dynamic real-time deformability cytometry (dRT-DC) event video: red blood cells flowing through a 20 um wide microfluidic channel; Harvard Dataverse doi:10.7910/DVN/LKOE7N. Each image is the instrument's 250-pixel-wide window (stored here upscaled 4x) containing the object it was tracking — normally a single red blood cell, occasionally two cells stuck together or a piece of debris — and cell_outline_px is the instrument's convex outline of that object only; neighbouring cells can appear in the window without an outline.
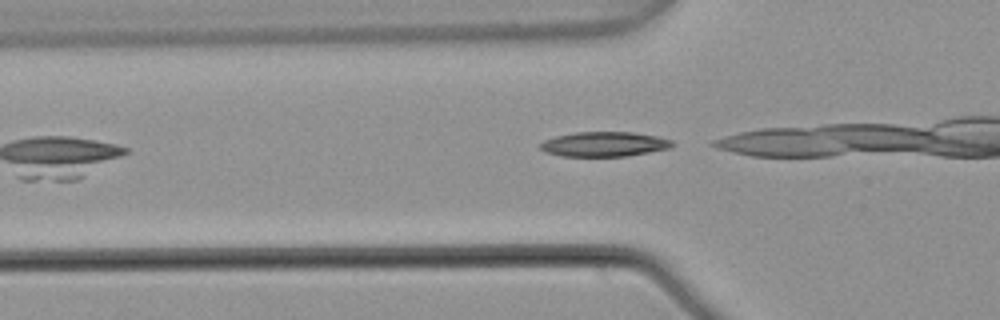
{"species": "common noctule bat (a hibernating species)", "species_latin": "Nyctalus noctula", "temperature_condition": "warm", "stored_images_in_passage": 8, "camera_frame_rate_fps": 3000, "um_per_image_px": 0.085, "animal": {"sex": "male", "body_mass_g": 21.5, "forearm_length_mm": 52.0}, "frame": {"image": 1, "passage_image": 5, "time_ms": 1.333, "image_size_px": [1000, 320], "cell_outline_px": [[676, 144], [672, 148], [624, 156], [560, 156], [544, 152], [540, 148], [540, 144], [544, 140], [556, 136], [576, 132], [632, 132], [656, 136], [672, 140]], "centroid_in_image_um": [51.37, 12.25], "position_along_channel_um": 74.4, "area_um2": 19.07}}
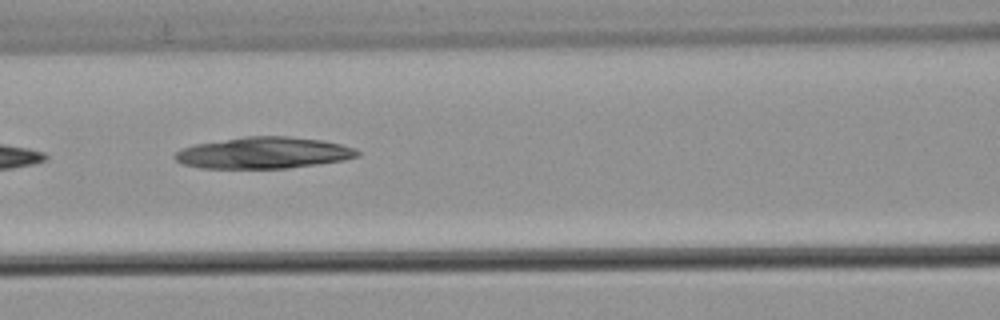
{"frame": {"image": 2, "passage_image": 8, "time_ms": 2.333, "image_size_px": [1000, 320], "cell_outline_px": [[360, 156], [344, 160], [288, 168], [200, 168], [180, 164], [172, 156], [180, 148], [196, 144], [244, 136], [288, 136], [324, 140], [356, 148], [360, 152]], "centroid_in_image_um": [22.4, 12.99], "position_along_channel_um": 144.2, "area_um2": 33.7}}